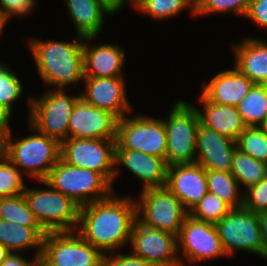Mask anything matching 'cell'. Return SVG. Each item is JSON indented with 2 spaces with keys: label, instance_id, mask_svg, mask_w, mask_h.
Masks as SVG:
<instances>
[{
  "label": "cell",
  "instance_id": "cell-29",
  "mask_svg": "<svg viewBox=\"0 0 267 266\" xmlns=\"http://www.w3.org/2000/svg\"><path fill=\"white\" fill-rule=\"evenodd\" d=\"M0 219L27 227H41L24 194L0 198Z\"/></svg>",
  "mask_w": 267,
  "mask_h": 266
},
{
  "label": "cell",
  "instance_id": "cell-41",
  "mask_svg": "<svg viewBox=\"0 0 267 266\" xmlns=\"http://www.w3.org/2000/svg\"><path fill=\"white\" fill-rule=\"evenodd\" d=\"M259 215V222H260V232H261V240L263 246V259H267V210Z\"/></svg>",
  "mask_w": 267,
  "mask_h": 266
},
{
  "label": "cell",
  "instance_id": "cell-27",
  "mask_svg": "<svg viewBox=\"0 0 267 266\" xmlns=\"http://www.w3.org/2000/svg\"><path fill=\"white\" fill-rule=\"evenodd\" d=\"M208 192L219 197L231 209L243 206V192L230 171L206 170Z\"/></svg>",
  "mask_w": 267,
  "mask_h": 266
},
{
  "label": "cell",
  "instance_id": "cell-5",
  "mask_svg": "<svg viewBox=\"0 0 267 266\" xmlns=\"http://www.w3.org/2000/svg\"><path fill=\"white\" fill-rule=\"evenodd\" d=\"M80 98V94L71 96L64 89L53 88L38 97L31 95L27 124L61 144L68 139L69 118Z\"/></svg>",
  "mask_w": 267,
  "mask_h": 266
},
{
  "label": "cell",
  "instance_id": "cell-4",
  "mask_svg": "<svg viewBox=\"0 0 267 266\" xmlns=\"http://www.w3.org/2000/svg\"><path fill=\"white\" fill-rule=\"evenodd\" d=\"M39 182L46 187L30 189L26 186L23 194L42 229L46 233L76 231L80 206L47 181Z\"/></svg>",
  "mask_w": 267,
  "mask_h": 266
},
{
  "label": "cell",
  "instance_id": "cell-32",
  "mask_svg": "<svg viewBox=\"0 0 267 266\" xmlns=\"http://www.w3.org/2000/svg\"><path fill=\"white\" fill-rule=\"evenodd\" d=\"M231 208L216 195L208 192L190 211L189 215L199 221L218 222Z\"/></svg>",
  "mask_w": 267,
  "mask_h": 266
},
{
  "label": "cell",
  "instance_id": "cell-46",
  "mask_svg": "<svg viewBox=\"0 0 267 266\" xmlns=\"http://www.w3.org/2000/svg\"><path fill=\"white\" fill-rule=\"evenodd\" d=\"M9 253L10 251L5 246L0 244V265L6 259Z\"/></svg>",
  "mask_w": 267,
  "mask_h": 266
},
{
  "label": "cell",
  "instance_id": "cell-37",
  "mask_svg": "<svg viewBox=\"0 0 267 266\" xmlns=\"http://www.w3.org/2000/svg\"><path fill=\"white\" fill-rule=\"evenodd\" d=\"M36 0H0V17L7 21L13 16L28 15L34 11Z\"/></svg>",
  "mask_w": 267,
  "mask_h": 266
},
{
  "label": "cell",
  "instance_id": "cell-35",
  "mask_svg": "<svg viewBox=\"0 0 267 266\" xmlns=\"http://www.w3.org/2000/svg\"><path fill=\"white\" fill-rule=\"evenodd\" d=\"M250 1L251 0H199L195 4L194 16L226 12L245 17Z\"/></svg>",
  "mask_w": 267,
  "mask_h": 266
},
{
  "label": "cell",
  "instance_id": "cell-3",
  "mask_svg": "<svg viewBox=\"0 0 267 266\" xmlns=\"http://www.w3.org/2000/svg\"><path fill=\"white\" fill-rule=\"evenodd\" d=\"M32 134L19 140L12 139V130L7 137L6 158L23 175L36 181H45L60 158V144L29 125Z\"/></svg>",
  "mask_w": 267,
  "mask_h": 266
},
{
  "label": "cell",
  "instance_id": "cell-43",
  "mask_svg": "<svg viewBox=\"0 0 267 266\" xmlns=\"http://www.w3.org/2000/svg\"><path fill=\"white\" fill-rule=\"evenodd\" d=\"M13 114L0 102V126L10 129L9 120Z\"/></svg>",
  "mask_w": 267,
  "mask_h": 266
},
{
  "label": "cell",
  "instance_id": "cell-48",
  "mask_svg": "<svg viewBox=\"0 0 267 266\" xmlns=\"http://www.w3.org/2000/svg\"><path fill=\"white\" fill-rule=\"evenodd\" d=\"M260 127L267 133V113H266L265 119H264L263 123L260 125Z\"/></svg>",
  "mask_w": 267,
  "mask_h": 266
},
{
  "label": "cell",
  "instance_id": "cell-22",
  "mask_svg": "<svg viewBox=\"0 0 267 266\" xmlns=\"http://www.w3.org/2000/svg\"><path fill=\"white\" fill-rule=\"evenodd\" d=\"M231 48L234 66L254 84L267 85V41L245 37Z\"/></svg>",
  "mask_w": 267,
  "mask_h": 266
},
{
  "label": "cell",
  "instance_id": "cell-8",
  "mask_svg": "<svg viewBox=\"0 0 267 266\" xmlns=\"http://www.w3.org/2000/svg\"><path fill=\"white\" fill-rule=\"evenodd\" d=\"M103 257L76 231L50 232L42 241L40 266H101Z\"/></svg>",
  "mask_w": 267,
  "mask_h": 266
},
{
  "label": "cell",
  "instance_id": "cell-36",
  "mask_svg": "<svg viewBox=\"0 0 267 266\" xmlns=\"http://www.w3.org/2000/svg\"><path fill=\"white\" fill-rule=\"evenodd\" d=\"M243 192V206L251 212L267 210V176Z\"/></svg>",
  "mask_w": 267,
  "mask_h": 266
},
{
  "label": "cell",
  "instance_id": "cell-6",
  "mask_svg": "<svg viewBox=\"0 0 267 266\" xmlns=\"http://www.w3.org/2000/svg\"><path fill=\"white\" fill-rule=\"evenodd\" d=\"M45 181L80 207L105 199L115 191L100 173L69 165L61 158Z\"/></svg>",
  "mask_w": 267,
  "mask_h": 266
},
{
  "label": "cell",
  "instance_id": "cell-7",
  "mask_svg": "<svg viewBox=\"0 0 267 266\" xmlns=\"http://www.w3.org/2000/svg\"><path fill=\"white\" fill-rule=\"evenodd\" d=\"M199 117L195 106L179 99L163 120L167 135L165 160L173 164L196 162V131Z\"/></svg>",
  "mask_w": 267,
  "mask_h": 266
},
{
  "label": "cell",
  "instance_id": "cell-50",
  "mask_svg": "<svg viewBox=\"0 0 267 266\" xmlns=\"http://www.w3.org/2000/svg\"><path fill=\"white\" fill-rule=\"evenodd\" d=\"M194 4H196L199 0H191Z\"/></svg>",
  "mask_w": 267,
  "mask_h": 266
},
{
  "label": "cell",
  "instance_id": "cell-40",
  "mask_svg": "<svg viewBox=\"0 0 267 266\" xmlns=\"http://www.w3.org/2000/svg\"><path fill=\"white\" fill-rule=\"evenodd\" d=\"M40 256L34 255V258L28 261L20 253L10 252L0 266H40Z\"/></svg>",
  "mask_w": 267,
  "mask_h": 266
},
{
  "label": "cell",
  "instance_id": "cell-47",
  "mask_svg": "<svg viewBox=\"0 0 267 266\" xmlns=\"http://www.w3.org/2000/svg\"><path fill=\"white\" fill-rule=\"evenodd\" d=\"M6 24H7V20L5 18L0 17V36Z\"/></svg>",
  "mask_w": 267,
  "mask_h": 266
},
{
  "label": "cell",
  "instance_id": "cell-17",
  "mask_svg": "<svg viewBox=\"0 0 267 266\" xmlns=\"http://www.w3.org/2000/svg\"><path fill=\"white\" fill-rule=\"evenodd\" d=\"M165 186L189 212L208 193L206 169L196 162L170 165Z\"/></svg>",
  "mask_w": 267,
  "mask_h": 266
},
{
  "label": "cell",
  "instance_id": "cell-45",
  "mask_svg": "<svg viewBox=\"0 0 267 266\" xmlns=\"http://www.w3.org/2000/svg\"><path fill=\"white\" fill-rule=\"evenodd\" d=\"M146 2L147 0H123L122 9L125 6L124 4L130 3L134 8H136V10L139 11Z\"/></svg>",
  "mask_w": 267,
  "mask_h": 266
},
{
  "label": "cell",
  "instance_id": "cell-16",
  "mask_svg": "<svg viewBox=\"0 0 267 266\" xmlns=\"http://www.w3.org/2000/svg\"><path fill=\"white\" fill-rule=\"evenodd\" d=\"M117 122L112 113L80 98L69 118L68 138L116 139Z\"/></svg>",
  "mask_w": 267,
  "mask_h": 266
},
{
  "label": "cell",
  "instance_id": "cell-18",
  "mask_svg": "<svg viewBox=\"0 0 267 266\" xmlns=\"http://www.w3.org/2000/svg\"><path fill=\"white\" fill-rule=\"evenodd\" d=\"M196 163L206 170L231 171L236 141L198 124L196 131Z\"/></svg>",
  "mask_w": 267,
  "mask_h": 266
},
{
  "label": "cell",
  "instance_id": "cell-28",
  "mask_svg": "<svg viewBox=\"0 0 267 266\" xmlns=\"http://www.w3.org/2000/svg\"><path fill=\"white\" fill-rule=\"evenodd\" d=\"M230 172L236 178L239 186H244L246 191L247 188L257 184L267 176V163L256 160L236 148Z\"/></svg>",
  "mask_w": 267,
  "mask_h": 266
},
{
  "label": "cell",
  "instance_id": "cell-2",
  "mask_svg": "<svg viewBox=\"0 0 267 266\" xmlns=\"http://www.w3.org/2000/svg\"><path fill=\"white\" fill-rule=\"evenodd\" d=\"M76 37V41L29 39L28 46L44 84L65 90L84 80V38L77 34Z\"/></svg>",
  "mask_w": 267,
  "mask_h": 266
},
{
  "label": "cell",
  "instance_id": "cell-9",
  "mask_svg": "<svg viewBox=\"0 0 267 266\" xmlns=\"http://www.w3.org/2000/svg\"><path fill=\"white\" fill-rule=\"evenodd\" d=\"M215 227L227 256H232L236 251H245L263 258L258 213L244 206L232 208L215 223Z\"/></svg>",
  "mask_w": 267,
  "mask_h": 266
},
{
  "label": "cell",
  "instance_id": "cell-14",
  "mask_svg": "<svg viewBox=\"0 0 267 266\" xmlns=\"http://www.w3.org/2000/svg\"><path fill=\"white\" fill-rule=\"evenodd\" d=\"M180 263L199 265L202 261L227 256L214 223L199 221L188 215L177 236ZM182 249V250H180ZM186 262H185V261Z\"/></svg>",
  "mask_w": 267,
  "mask_h": 266
},
{
  "label": "cell",
  "instance_id": "cell-15",
  "mask_svg": "<svg viewBox=\"0 0 267 266\" xmlns=\"http://www.w3.org/2000/svg\"><path fill=\"white\" fill-rule=\"evenodd\" d=\"M83 81L85 90L79 93L86 103L112 113L118 120L133 111L127 99L124 76L84 77Z\"/></svg>",
  "mask_w": 267,
  "mask_h": 266
},
{
  "label": "cell",
  "instance_id": "cell-10",
  "mask_svg": "<svg viewBox=\"0 0 267 266\" xmlns=\"http://www.w3.org/2000/svg\"><path fill=\"white\" fill-rule=\"evenodd\" d=\"M60 158L69 165L100 173L113 187L116 139L68 138L60 144Z\"/></svg>",
  "mask_w": 267,
  "mask_h": 266
},
{
  "label": "cell",
  "instance_id": "cell-39",
  "mask_svg": "<svg viewBox=\"0 0 267 266\" xmlns=\"http://www.w3.org/2000/svg\"><path fill=\"white\" fill-rule=\"evenodd\" d=\"M251 19L256 25L267 28V0H251L245 18Z\"/></svg>",
  "mask_w": 267,
  "mask_h": 266
},
{
  "label": "cell",
  "instance_id": "cell-21",
  "mask_svg": "<svg viewBox=\"0 0 267 266\" xmlns=\"http://www.w3.org/2000/svg\"><path fill=\"white\" fill-rule=\"evenodd\" d=\"M254 83L235 66L223 70L204 84L201 94L210 102L220 105L237 106Z\"/></svg>",
  "mask_w": 267,
  "mask_h": 266
},
{
  "label": "cell",
  "instance_id": "cell-33",
  "mask_svg": "<svg viewBox=\"0 0 267 266\" xmlns=\"http://www.w3.org/2000/svg\"><path fill=\"white\" fill-rule=\"evenodd\" d=\"M5 63L0 60V102L11 112L13 110V102L18 101L24 92L22 82Z\"/></svg>",
  "mask_w": 267,
  "mask_h": 266
},
{
  "label": "cell",
  "instance_id": "cell-26",
  "mask_svg": "<svg viewBox=\"0 0 267 266\" xmlns=\"http://www.w3.org/2000/svg\"><path fill=\"white\" fill-rule=\"evenodd\" d=\"M236 108L246 127H260L267 113V85L254 84Z\"/></svg>",
  "mask_w": 267,
  "mask_h": 266
},
{
  "label": "cell",
  "instance_id": "cell-30",
  "mask_svg": "<svg viewBox=\"0 0 267 266\" xmlns=\"http://www.w3.org/2000/svg\"><path fill=\"white\" fill-rule=\"evenodd\" d=\"M236 145L240 151L267 163V133L261 127H245Z\"/></svg>",
  "mask_w": 267,
  "mask_h": 266
},
{
  "label": "cell",
  "instance_id": "cell-23",
  "mask_svg": "<svg viewBox=\"0 0 267 266\" xmlns=\"http://www.w3.org/2000/svg\"><path fill=\"white\" fill-rule=\"evenodd\" d=\"M199 102L203 105L202 111L197 106L195 108L200 124L236 141L246 127L237 108L212 103L202 94Z\"/></svg>",
  "mask_w": 267,
  "mask_h": 266
},
{
  "label": "cell",
  "instance_id": "cell-20",
  "mask_svg": "<svg viewBox=\"0 0 267 266\" xmlns=\"http://www.w3.org/2000/svg\"><path fill=\"white\" fill-rule=\"evenodd\" d=\"M115 165L114 179L120 173L118 165H122L142 181V190L166 185L168 165L161 157L131 149H116Z\"/></svg>",
  "mask_w": 267,
  "mask_h": 266
},
{
  "label": "cell",
  "instance_id": "cell-13",
  "mask_svg": "<svg viewBox=\"0 0 267 266\" xmlns=\"http://www.w3.org/2000/svg\"><path fill=\"white\" fill-rule=\"evenodd\" d=\"M136 202V213L156 229L178 236L189 212L182 202L166 187L141 191Z\"/></svg>",
  "mask_w": 267,
  "mask_h": 266
},
{
  "label": "cell",
  "instance_id": "cell-44",
  "mask_svg": "<svg viewBox=\"0 0 267 266\" xmlns=\"http://www.w3.org/2000/svg\"><path fill=\"white\" fill-rule=\"evenodd\" d=\"M106 6L113 14H116L122 8L123 0H99Z\"/></svg>",
  "mask_w": 267,
  "mask_h": 266
},
{
  "label": "cell",
  "instance_id": "cell-1",
  "mask_svg": "<svg viewBox=\"0 0 267 266\" xmlns=\"http://www.w3.org/2000/svg\"><path fill=\"white\" fill-rule=\"evenodd\" d=\"M134 200L129 195L117 197L112 192L105 199L80 207L76 232L104 255L122 249L131 239L132 219L136 214Z\"/></svg>",
  "mask_w": 267,
  "mask_h": 266
},
{
  "label": "cell",
  "instance_id": "cell-49",
  "mask_svg": "<svg viewBox=\"0 0 267 266\" xmlns=\"http://www.w3.org/2000/svg\"><path fill=\"white\" fill-rule=\"evenodd\" d=\"M176 266H187V263H186V265L184 263H179ZM195 266H201V265H195Z\"/></svg>",
  "mask_w": 267,
  "mask_h": 266
},
{
  "label": "cell",
  "instance_id": "cell-25",
  "mask_svg": "<svg viewBox=\"0 0 267 266\" xmlns=\"http://www.w3.org/2000/svg\"><path fill=\"white\" fill-rule=\"evenodd\" d=\"M46 234L42 227H27L0 219V244L10 252L21 253L36 248L35 254L41 255L42 241Z\"/></svg>",
  "mask_w": 267,
  "mask_h": 266
},
{
  "label": "cell",
  "instance_id": "cell-24",
  "mask_svg": "<svg viewBox=\"0 0 267 266\" xmlns=\"http://www.w3.org/2000/svg\"><path fill=\"white\" fill-rule=\"evenodd\" d=\"M78 36H99L104 26V16L113 13L99 0H64Z\"/></svg>",
  "mask_w": 267,
  "mask_h": 266
},
{
  "label": "cell",
  "instance_id": "cell-11",
  "mask_svg": "<svg viewBox=\"0 0 267 266\" xmlns=\"http://www.w3.org/2000/svg\"><path fill=\"white\" fill-rule=\"evenodd\" d=\"M117 122L116 149H131L165 159L167 135L163 119L136 114Z\"/></svg>",
  "mask_w": 267,
  "mask_h": 266
},
{
  "label": "cell",
  "instance_id": "cell-38",
  "mask_svg": "<svg viewBox=\"0 0 267 266\" xmlns=\"http://www.w3.org/2000/svg\"><path fill=\"white\" fill-rule=\"evenodd\" d=\"M115 254V255H114ZM108 255V256H107ZM101 266H155L148 261L130 254L120 252L105 254Z\"/></svg>",
  "mask_w": 267,
  "mask_h": 266
},
{
  "label": "cell",
  "instance_id": "cell-19",
  "mask_svg": "<svg viewBox=\"0 0 267 266\" xmlns=\"http://www.w3.org/2000/svg\"><path fill=\"white\" fill-rule=\"evenodd\" d=\"M94 37L83 39L84 77L124 76L122 68L125 62V49L117 44H93Z\"/></svg>",
  "mask_w": 267,
  "mask_h": 266
},
{
  "label": "cell",
  "instance_id": "cell-42",
  "mask_svg": "<svg viewBox=\"0 0 267 266\" xmlns=\"http://www.w3.org/2000/svg\"><path fill=\"white\" fill-rule=\"evenodd\" d=\"M8 133L9 128L0 126V161L6 159Z\"/></svg>",
  "mask_w": 267,
  "mask_h": 266
},
{
  "label": "cell",
  "instance_id": "cell-31",
  "mask_svg": "<svg viewBox=\"0 0 267 266\" xmlns=\"http://www.w3.org/2000/svg\"><path fill=\"white\" fill-rule=\"evenodd\" d=\"M189 7L195 15V4L191 0H147L139 11L160 21L177 16Z\"/></svg>",
  "mask_w": 267,
  "mask_h": 266
},
{
  "label": "cell",
  "instance_id": "cell-12",
  "mask_svg": "<svg viewBox=\"0 0 267 266\" xmlns=\"http://www.w3.org/2000/svg\"><path fill=\"white\" fill-rule=\"evenodd\" d=\"M133 255L155 266H176L180 263L177 236L156 229L137 213L132 219L131 239Z\"/></svg>",
  "mask_w": 267,
  "mask_h": 266
},
{
  "label": "cell",
  "instance_id": "cell-34",
  "mask_svg": "<svg viewBox=\"0 0 267 266\" xmlns=\"http://www.w3.org/2000/svg\"><path fill=\"white\" fill-rule=\"evenodd\" d=\"M24 175L7 158L0 161V198L23 194Z\"/></svg>",
  "mask_w": 267,
  "mask_h": 266
}]
</instances>
